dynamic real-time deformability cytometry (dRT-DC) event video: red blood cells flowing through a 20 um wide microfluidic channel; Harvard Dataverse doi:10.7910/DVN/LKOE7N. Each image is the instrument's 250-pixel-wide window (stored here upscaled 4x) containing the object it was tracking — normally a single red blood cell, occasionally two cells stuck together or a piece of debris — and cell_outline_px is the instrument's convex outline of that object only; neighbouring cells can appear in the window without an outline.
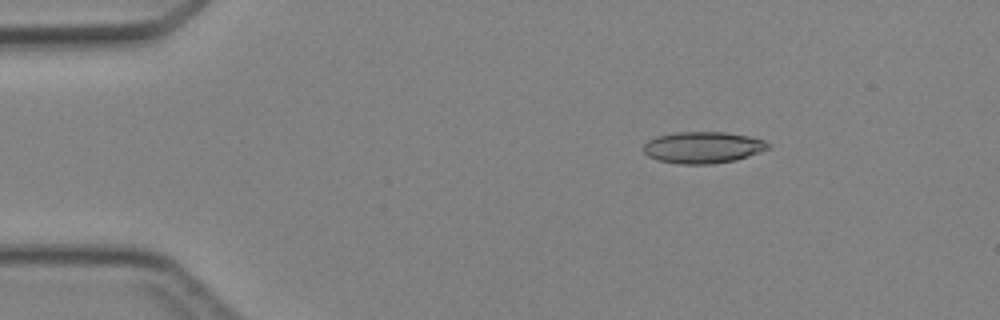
{"species": "Egyptian fruit bat (a non-hibernating species)", "species_latin": "Rousettus aegyptiacus", "temperature_condition": "cold", "stored_images_in_passage": 4, "camera_frame_rate_fps": 3000, "um_per_image_px": 0.085, "animal": {"sex": "female"}, "frame": {"image": 1, "passage_image": 3, "time_ms": 2.333, "image_size_px": [1000, 320], "cell_outline_px": [[772, 148], [736, 160], [712, 164], [680, 164], [656, 160], [648, 156], [644, 152], [644, 144], [648, 140], [656, 136], [676, 132], [728, 132], [748, 136], [764, 140], [772, 144]], "centroid_in_image_um": [59.77, 12.53], "position_along_channel_um": 25.2, "area_um2": 23.18}}